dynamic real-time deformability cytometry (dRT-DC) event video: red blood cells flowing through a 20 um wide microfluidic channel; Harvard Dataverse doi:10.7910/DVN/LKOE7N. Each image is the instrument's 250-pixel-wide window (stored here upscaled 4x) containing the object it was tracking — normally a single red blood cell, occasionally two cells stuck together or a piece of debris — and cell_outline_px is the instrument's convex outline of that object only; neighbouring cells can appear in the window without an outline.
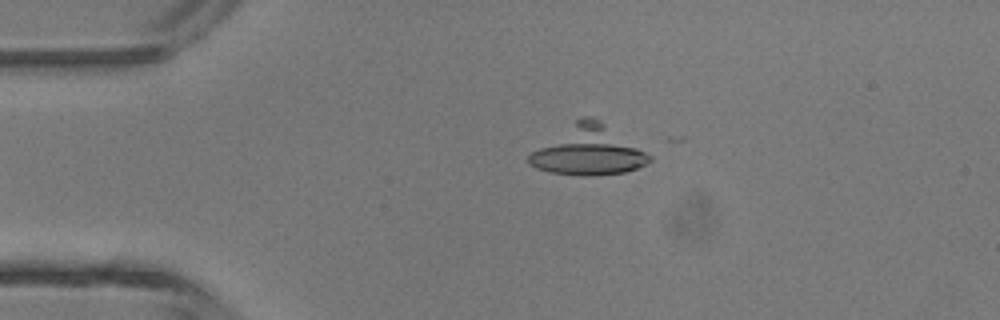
{"species": "common noctule bat (a hibernating species)", "species_latin": "Nyctalus noctula", "temperature_condition": "room temperature", "stored_images_in_passage": 4, "camera_frame_rate_fps": 3000, "um_per_image_px": 0.085, "animal": {"sex": "male", "body_mass_g": 13.3}, "frame": {"image": 1, "passage_image": 3, "time_ms": 3.333, "image_size_px": [1000, 320], "cell_outline_px": [[652, 160], [636, 168], [624, 172], [584, 176], [552, 172], [536, 168], [528, 164], [528, 156], [532, 152], [580, 116], [592, 116], [600, 120], [652, 156]], "centroid_in_image_um": [50.0, 12.8], "position_along_channel_um": 35.0, "area_um2": 33.81}}